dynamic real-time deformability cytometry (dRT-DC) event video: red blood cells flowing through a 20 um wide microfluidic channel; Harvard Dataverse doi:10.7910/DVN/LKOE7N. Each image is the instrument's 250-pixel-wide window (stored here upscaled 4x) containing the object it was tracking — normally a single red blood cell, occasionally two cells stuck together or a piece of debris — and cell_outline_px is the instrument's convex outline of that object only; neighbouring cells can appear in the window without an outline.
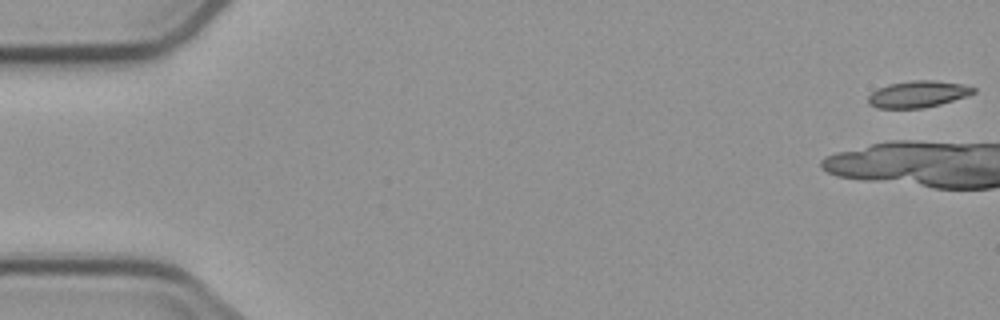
{"species": "common noctule bat (a hibernating species)", "species_latin": "Nyctalus noctula", "temperature_condition": "cold", "stored_images_in_passage": 4, "camera_frame_rate_fps": 3000, "um_per_image_px": 0.085, "animal": {"sex": "male", "body_mass_g": 23.1, "forearm_length_mm": 52.7}, "frame": {"image": 1, "passage_image": 1, "time_ms": 0.0, "image_size_px": [1000, 320], "cell_outline_px": [[976, 92], [968, 96], [940, 104], [924, 108], [876, 108], [868, 104], [868, 96], [872, 92], [888, 84], [912, 80], [932, 80], [964, 84], [976, 88]], "centroid_in_image_um": [78.04, 8.0], "position_along_channel_um": 7.0, "area_um2": 16.42}}